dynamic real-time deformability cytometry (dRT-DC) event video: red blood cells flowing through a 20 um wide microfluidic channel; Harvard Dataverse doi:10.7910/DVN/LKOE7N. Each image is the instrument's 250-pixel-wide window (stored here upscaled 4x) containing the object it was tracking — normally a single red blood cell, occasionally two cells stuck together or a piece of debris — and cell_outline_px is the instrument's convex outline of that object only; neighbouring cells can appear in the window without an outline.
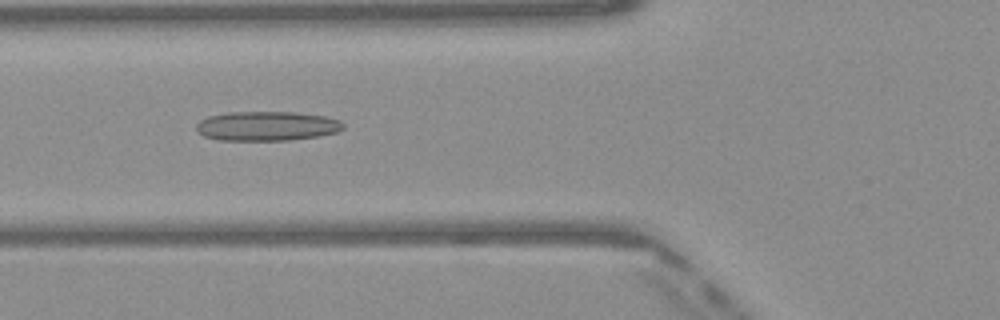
{"species": "Egyptian fruit bat (a non-hibernating species)", "species_latin": "Rousettus aegyptiacus", "temperature_condition": "warm", "stored_images_in_passage": 42, "camera_frame_rate_fps": 3000, "um_per_image_px": 0.085, "frame": {"image": 1, "passage_image": 11, "time_ms": 3.333, "image_size_px": [1000, 320], "cell_outline_px": [[344, 128], [336, 132], [316, 136], [288, 140], [220, 140], [204, 136], [196, 132], [196, 124], [200, 120], [208, 116], [228, 112], [292, 112], [324, 116], [340, 120], [344, 124]], "centroid_in_image_um": [22.64, 10.71], "position_along_channel_um": 103.2, "area_um2": 25.14}}
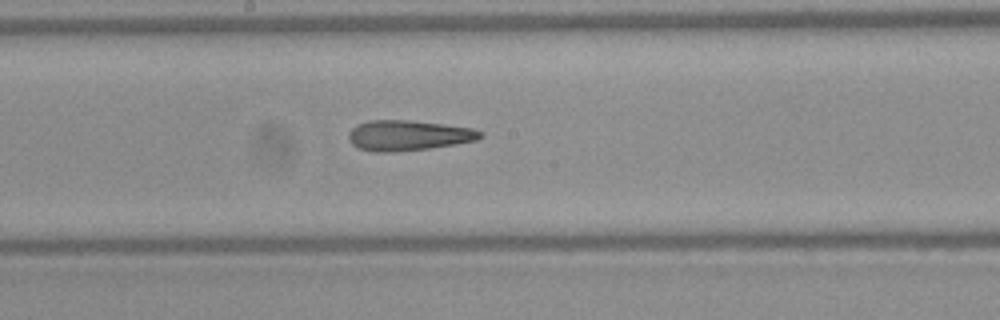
{"frame": {"image": 2, "passage_image": 19, "time_ms": 6.0, "image_size_px": [1000, 320], "cell_outline_px": [[484, 136], [476, 140], [456, 144], [428, 148], [396, 152], [376, 152], [360, 148], [352, 144], [348, 140], [348, 132], [356, 124], [368, 120], [408, 120], [472, 128], [484, 132]], "centroid_in_image_um": [34.68, 11.51], "position_along_channel_um": 213.5, "area_um2": 23.29}}
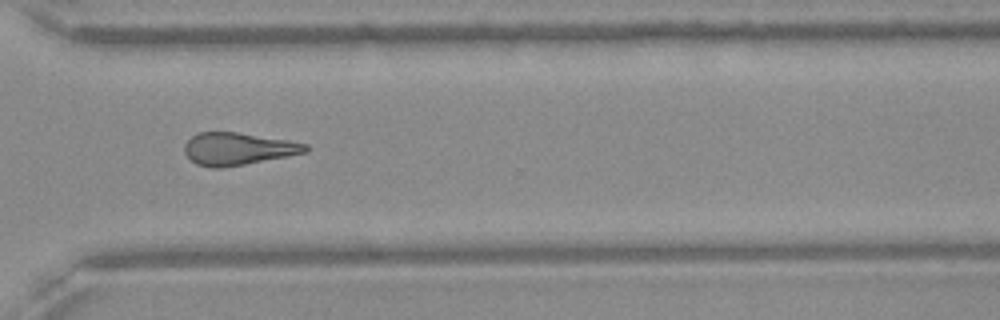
{"frame": {"image": 3, "passage_image": 29, "time_ms": 9.333, "image_size_px": [1000, 320], "cell_outline_px": [[308, 152], [288, 156], [224, 168], [212, 168], [196, 164], [184, 152], [184, 144], [192, 136], [200, 132], [236, 132], [288, 140], [308, 144]], "centroid_in_image_um": [20.23, 12.65], "position_along_channel_um": 350.4, "area_um2": 22.83}, "authors_computed_cell_mechanics": {"area_um2": 23.2934, "velocity_mm_per_s": 4.115, "shape_relaxation_time_tau1_ms": null, "shape_relaxation_time_tau2_ms": 2.7879, "deformation_change_tau1": null, "deformation_change_tau2": 0.1358}}